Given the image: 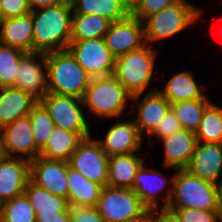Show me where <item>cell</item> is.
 <instances>
[{
	"label": "cell",
	"mask_w": 222,
	"mask_h": 222,
	"mask_svg": "<svg viewBox=\"0 0 222 222\" xmlns=\"http://www.w3.org/2000/svg\"><path fill=\"white\" fill-rule=\"evenodd\" d=\"M198 82L189 71L174 73L163 89H157L169 103L183 100H198L206 96L205 87H199Z\"/></svg>",
	"instance_id": "obj_26"
},
{
	"label": "cell",
	"mask_w": 222,
	"mask_h": 222,
	"mask_svg": "<svg viewBox=\"0 0 222 222\" xmlns=\"http://www.w3.org/2000/svg\"><path fill=\"white\" fill-rule=\"evenodd\" d=\"M182 129L180 121L177 119L174 111L170 107L166 112L165 116L162 118L161 122L158 124L154 132L147 138L153 139L157 137V140L165 139L175 132Z\"/></svg>",
	"instance_id": "obj_36"
},
{
	"label": "cell",
	"mask_w": 222,
	"mask_h": 222,
	"mask_svg": "<svg viewBox=\"0 0 222 222\" xmlns=\"http://www.w3.org/2000/svg\"><path fill=\"white\" fill-rule=\"evenodd\" d=\"M111 21L99 15L73 12L70 41L104 38Z\"/></svg>",
	"instance_id": "obj_28"
},
{
	"label": "cell",
	"mask_w": 222,
	"mask_h": 222,
	"mask_svg": "<svg viewBox=\"0 0 222 222\" xmlns=\"http://www.w3.org/2000/svg\"><path fill=\"white\" fill-rule=\"evenodd\" d=\"M23 50L0 43V88L15 85L17 69Z\"/></svg>",
	"instance_id": "obj_34"
},
{
	"label": "cell",
	"mask_w": 222,
	"mask_h": 222,
	"mask_svg": "<svg viewBox=\"0 0 222 222\" xmlns=\"http://www.w3.org/2000/svg\"><path fill=\"white\" fill-rule=\"evenodd\" d=\"M180 217L181 222H222L217 211L196 208H169Z\"/></svg>",
	"instance_id": "obj_35"
},
{
	"label": "cell",
	"mask_w": 222,
	"mask_h": 222,
	"mask_svg": "<svg viewBox=\"0 0 222 222\" xmlns=\"http://www.w3.org/2000/svg\"><path fill=\"white\" fill-rule=\"evenodd\" d=\"M30 175V161L5 156L0 161V205L25 193Z\"/></svg>",
	"instance_id": "obj_18"
},
{
	"label": "cell",
	"mask_w": 222,
	"mask_h": 222,
	"mask_svg": "<svg viewBox=\"0 0 222 222\" xmlns=\"http://www.w3.org/2000/svg\"><path fill=\"white\" fill-rule=\"evenodd\" d=\"M25 195L35 213H63L69 209L66 198L50 193L47 189L34 184L30 179L26 184Z\"/></svg>",
	"instance_id": "obj_29"
},
{
	"label": "cell",
	"mask_w": 222,
	"mask_h": 222,
	"mask_svg": "<svg viewBox=\"0 0 222 222\" xmlns=\"http://www.w3.org/2000/svg\"><path fill=\"white\" fill-rule=\"evenodd\" d=\"M138 152L109 157L107 185L133 189L138 169L147 161Z\"/></svg>",
	"instance_id": "obj_23"
},
{
	"label": "cell",
	"mask_w": 222,
	"mask_h": 222,
	"mask_svg": "<svg viewBox=\"0 0 222 222\" xmlns=\"http://www.w3.org/2000/svg\"><path fill=\"white\" fill-rule=\"evenodd\" d=\"M216 188V211L222 220V178L215 185Z\"/></svg>",
	"instance_id": "obj_43"
},
{
	"label": "cell",
	"mask_w": 222,
	"mask_h": 222,
	"mask_svg": "<svg viewBox=\"0 0 222 222\" xmlns=\"http://www.w3.org/2000/svg\"><path fill=\"white\" fill-rule=\"evenodd\" d=\"M131 101L134 102L133 107L135 106L132 111L136 110V117L133 119L135 125L143 138L145 135L149 137L170 108V103L154 87H150L144 95L140 93L132 96Z\"/></svg>",
	"instance_id": "obj_14"
},
{
	"label": "cell",
	"mask_w": 222,
	"mask_h": 222,
	"mask_svg": "<svg viewBox=\"0 0 222 222\" xmlns=\"http://www.w3.org/2000/svg\"><path fill=\"white\" fill-rule=\"evenodd\" d=\"M36 222H71L69 209L63 213H36Z\"/></svg>",
	"instance_id": "obj_41"
},
{
	"label": "cell",
	"mask_w": 222,
	"mask_h": 222,
	"mask_svg": "<svg viewBox=\"0 0 222 222\" xmlns=\"http://www.w3.org/2000/svg\"><path fill=\"white\" fill-rule=\"evenodd\" d=\"M124 7L131 13L139 4L140 0H120Z\"/></svg>",
	"instance_id": "obj_44"
},
{
	"label": "cell",
	"mask_w": 222,
	"mask_h": 222,
	"mask_svg": "<svg viewBox=\"0 0 222 222\" xmlns=\"http://www.w3.org/2000/svg\"><path fill=\"white\" fill-rule=\"evenodd\" d=\"M108 160L109 156L97 138L94 139L91 135L79 143L68 163L87 179L104 187L108 182Z\"/></svg>",
	"instance_id": "obj_10"
},
{
	"label": "cell",
	"mask_w": 222,
	"mask_h": 222,
	"mask_svg": "<svg viewBox=\"0 0 222 222\" xmlns=\"http://www.w3.org/2000/svg\"><path fill=\"white\" fill-rule=\"evenodd\" d=\"M145 44L115 59L113 75L132 95L146 93L152 80L157 50Z\"/></svg>",
	"instance_id": "obj_5"
},
{
	"label": "cell",
	"mask_w": 222,
	"mask_h": 222,
	"mask_svg": "<svg viewBox=\"0 0 222 222\" xmlns=\"http://www.w3.org/2000/svg\"><path fill=\"white\" fill-rule=\"evenodd\" d=\"M104 40L115 58L138 50L145 45L144 24L130 14L123 20L111 22Z\"/></svg>",
	"instance_id": "obj_13"
},
{
	"label": "cell",
	"mask_w": 222,
	"mask_h": 222,
	"mask_svg": "<svg viewBox=\"0 0 222 222\" xmlns=\"http://www.w3.org/2000/svg\"><path fill=\"white\" fill-rule=\"evenodd\" d=\"M71 222H105L97 207H71L69 206Z\"/></svg>",
	"instance_id": "obj_38"
},
{
	"label": "cell",
	"mask_w": 222,
	"mask_h": 222,
	"mask_svg": "<svg viewBox=\"0 0 222 222\" xmlns=\"http://www.w3.org/2000/svg\"><path fill=\"white\" fill-rule=\"evenodd\" d=\"M37 102L30 94L14 86L0 88V129L29 115Z\"/></svg>",
	"instance_id": "obj_22"
},
{
	"label": "cell",
	"mask_w": 222,
	"mask_h": 222,
	"mask_svg": "<svg viewBox=\"0 0 222 222\" xmlns=\"http://www.w3.org/2000/svg\"><path fill=\"white\" fill-rule=\"evenodd\" d=\"M4 18L23 16L31 12L27 0H0Z\"/></svg>",
	"instance_id": "obj_39"
},
{
	"label": "cell",
	"mask_w": 222,
	"mask_h": 222,
	"mask_svg": "<svg viewBox=\"0 0 222 222\" xmlns=\"http://www.w3.org/2000/svg\"><path fill=\"white\" fill-rule=\"evenodd\" d=\"M168 208H196L216 211L215 185L192 175L188 170H175Z\"/></svg>",
	"instance_id": "obj_6"
},
{
	"label": "cell",
	"mask_w": 222,
	"mask_h": 222,
	"mask_svg": "<svg viewBox=\"0 0 222 222\" xmlns=\"http://www.w3.org/2000/svg\"><path fill=\"white\" fill-rule=\"evenodd\" d=\"M14 87L40 101L48 93L46 54L26 52L20 60Z\"/></svg>",
	"instance_id": "obj_12"
},
{
	"label": "cell",
	"mask_w": 222,
	"mask_h": 222,
	"mask_svg": "<svg viewBox=\"0 0 222 222\" xmlns=\"http://www.w3.org/2000/svg\"><path fill=\"white\" fill-rule=\"evenodd\" d=\"M29 118L32 125V134L35 146L41 151L47 144L53 128L55 127L48 110L38 101L31 109Z\"/></svg>",
	"instance_id": "obj_33"
},
{
	"label": "cell",
	"mask_w": 222,
	"mask_h": 222,
	"mask_svg": "<svg viewBox=\"0 0 222 222\" xmlns=\"http://www.w3.org/2000/svg\"><path fill=\"white\" fill-rule=\"evenodd\" d=\"M178 1L179 0H140L139 4L131 12V15L143 22L147 17Z\"/></svg>",
	"instance_id": "obj_37"
},
{
	"label": "cell",
	"mask_w": 222,
	"mask_h": 222,
	"mask_svg": "<svg viewBox=\"0 0 222 222\" xmlns=\"http://www.w3.org/2000/svg\"><path fill=\"white\" fill-rule=\"evenodd\" d=\"M27 1L30 10L34 11L43 7L62 4L68 2L69 0H27Z\"/></svg>",
	"instance_id": "obj_42"
},
{
	"label": "cell",
	"mask_w": 222,
	"mask_h": 222,
	"mask_svg": "<svg viewBox=\"0 0 222 222\" xmlns=\"http://www.w3.org/2000/svg\"><path fill=\"white\" fill-rule=\"evenodd\" d=\"M170 177L168 180L160 171L150 169L144 163L138 169L133 183V190L149 211L168 207L172 195L174 175ZM164 189H167V191L164 198L162 197L163 201L160 205L158 201L162 196L160 195L161 191L165 192Z\"/></svg>",
	"instance_id": "obj_11"
},
{
	"label": "cell",
	"mask_w": 222,
	"mask_h": 222,
	"mask_svg": "<svg viewBox=\"0 0 222 222\" xmlns=\"http://www.w3.org/2000/svg\"><path fill=\"white\" fill-rule=\"evenodd\" d=\"M91 135L92 133L69 132L55 126L39 156L49 160L68 162L79 143Z\"/></svg>",
	"instance_id": "obj_25"
},
{
	"label": "cell",
	"mask_w": 222,
	"mask_h": 222,
	"mask_svg": "<svg viewBox=\"0 0 222 222\" xmlns=\"http://www.w3.org/2000/svg\"><path fill=\"white\" fill-rule=\"evenodd\" d=\"M125 222H149V220H130Z\"/></svg>",
	"instance_id": "obj_47"
},
{
	"label": "cell",
	"mask_w": 222,
	"mask_h": 222,
	"mask_svg": "<svg viewBox=\"0 0 222 222\" xmlns=\"http://www.w3.org/2000/svg\"><path fill=\"white\" fill-rule=\"evenodd\" d=\"M48 92L82 99L91 77L68 50L46 53Z\"/></svg>",
	"instance_id": "obj_3"
},
{
	"label": "cell",
	"mask_w": 222,
	"mask_h": 222,
	"mask_svg": "<svg viewBox=\"0 0 222 222\" xmlns=\"http://www.w3.org/2000/svg\"><path fill=\"white\" fill-rule=\"evenodd\" d=\"M161 141L164 145L163 165L174 171L187 169L197 144L195 133L181 129Z\"/></svg>",
	"instance_id": "obj_20"
},
{
	"label": "cell",
	"mask_w": 222,
	"mask_h": 222,
	"mask_svg": "<svg viewBox=\"0 0 222 222\" xmlns=\"http://www.w3.org/2000/svg\"><path fill=\"white\" fill-rule=\"evenodd\" d=\"M0 130L7 156L32 161L40 155V150L35 146L29 115L18 118Z\"/></svg>",
	"instance_id": "obj_16"
},
{
	"label": "cell",
	"mask_w": 222,
	"mask_h": 222,
	"mask_svg": "<svg viewBox=\"0 0 222 222\" xmlns=\"http://www.w3.org/2000/svg\"><path fill=\"white\" fill-rule=\"evenodd\" d=\"M0 222H36V213L25 193L0 205Z\"/></svg>",
	"instance_id": "obj_32"
},
{
	"label": "cell",
	"mask_w": 222,
	"mask_h": 222,
	"mask_svg": "<svg viewBox=\"0 0 222 222\" xmlns=\"http://www.w3.org/2000/svg\"><path fill=\"white\" fill-rule=\"evenodd\" d=\"M40 102L48 110L56 127L75 133H91L83 114L82 99L48 92Z\"/></svg>",
	"instance_id": "obj_9"
},
{
	"label": "cell",
	"mask_w": 222,
	"mask_h": 222,
	"mask_svg": "<svg viewBox=\"0 0 222 222\" xmlns=\"http://www.w3.org/2000/svg\"><path fill=\"white\" fill-rule=\"evenodd\" d=\"M131 100L132 95L114 75L91 78L82 98L84 108L102 119L120 118Z\"/></svg>",
	"instance_id": "obj_2"
},
{
	"label": "cell",
	"mask_w": 222,
	"mask_h": 222,
	"mask_svg": "<svg viewBox=\"0 0 222 222\" xmlns=\"http://www.w3.org/2000/svg\"><path fill=\"white\" fill-rule=\"evenodd\" d=\"M0 43L33 52L32 11L26 15L6 18L0 25Z\"/></svg>",
	"instance_id": "obj_21"
},
{
	"label": "cell",
	"mask_w": 222,
	"mask_h": 222,
	"mask_svg": "<svg viewBox=\"0 0 222 222\" xmlns=\"http://www.w3.org/2000/svg\"><path fill=\"white\" fill-rule=\"evenodd\" d=\"M202 12V8L187 0H179L163 8L143 21L145 44L152 46L156 41L174 37L190 25H195Z\"/></svg>",
	"instance_id": "obj_4"
},
{
	"label": "cell",
	"mask_w": 222,
	"mask_h": 222,
	"mask_svg": "<svg viewBox=\"0 0 222 222\" xmlns=\"http://www.w3.org/2000/svg\"><path fill=\"white\" fill-rule=\"evenodd\" d=\"M68 165L67 161L49 160L38 156L30 161L29 179L34 184L47 189L50 193L67 199Z\"/></svg>",
	"instance_id": "obj_15"
},
{
	"label": "cell",
	"mask_w": 222,
	"mask_h": 222,
	"mask_svg": "<svg viewBox=\"0 0 222 222\" xmlns=\"http://www.w3.org/2000/svg\"><path fill=\"white\" fill-rule=\"evenodd\" d=\"M109 157L139 152L144 138L134 120L117 119L106 131L104 139H97Z\"/></svg>",
	"instance_id": "obj_17"
},
{
	"label": "cell",
	"mask_w": 222,
	"mask_h": 222,
	"mask_svg": "<svg viewBox=\"0 0 222 222\" xmlns=\"http://www.w3.org/2000/svg\"><path fill=\"white\" fill-rule=\"evenodd\" d=\"M67 50L91 78L113 75L116 58L104 38L70 41Z\"/></svg>",
	"instance_id": "obj_8"
},
{
	"label": "cell",
	"mask_w": 222,
	"mask_h": 222,
	"mask_svg": "<svg viewBox=\"0 0 222 222\" xmlns=\"http://www.w3.org/2000/svg\"><path fill=\"white\" fill-rule=\"evenodd\" d=\"M72 5L68 2L32 11L33 52L67 50L71 38Z\"/></svg>",
	"instance_id": "obj_1"
},
{
	"label": "cell",
	"mask_w": 222,
	"mask_h": 222,
	"mask_svg": "<svg viewBox=\"0 0 222 222\" xmlns=\"http://www.w3.org/2000/svg\"><path fill=\"white\" fill-rule=\"evenodd\" d=\"M70 2L75 13L99 15L111 22L123 20L131 14L120 0H70Z\"/></svg>",
	"instance_id": "obj_27"
},
{
	"label": "cell",
	"mask_w": 222,
	"mask_h": 222,
	"mask_svg": "<svg viewBox=\"0 0 222 222\" xmlns=\"http://www.w3.org/2000/svg\"><path fill=\"white\" fill-rule=\"evenodd\" d=\"M207 98L198 100H183L170 103L177 119L180 121L182 129L196 132L201 122L204 110L212 103Z\"/></svg>",
	"instance_id": "obj_30"
},
{
	"label": "cell",
	"mask_w": 222,
	"mask_h": 222,
	"mask_svg": "<svg viewBox=\"0 0 222 222\" xmlns=\"http://www.w3.org/2000/svg\"><path fill=\"white\" fill-rule=\"evenodd\" d=\"M186 170L192 175L216 185L222 178V143L197 142Z\"/></svg>",
	"instance_id": "obj_19"
},
{
	"label": "cell",
	"mask_w": 222,
	"mask_h": 222,
	"mask_svg": "<svg viewBox=\"0 0 222 222\" xmlns=\"http://www.w3.org/2000/svg\"><path fill=\"white\" fill-rule=\"evenodd\" d=\"M197 142L222 143V107L212 102L205 110L195 132Z\"/></svg>",
	"instance_id": "obj_31"
},
{
	"label": "cell",
	"mask_w": 222,
	"mask_h": 222,
	"mask_svg": "<svg viewBox=\"0 0 222 222\" xmlns=\"http://www.w3.org/2000/svg\"><path fill=\"white\" fill-rule=\"evenodd\" d=\"M4 19L5 18H4V15H3V12H2V8H1V4H0V25L3 22Z\"/></svg>",
	"instance_id": "obj_46"
},
{
	"label": "cell",
	"mask_w": 222,
	"mask_h": 222,
	"mask_svg": "<svg viewBox=\"0 0 222 222\" xmlns=\"http://www.w3.org/2000/svg\"><path fill=\"white\" fill-rule=\"evenodd\" d=\"M68 204L71 207H95L98 204L102 186L97 184L78 171L67 167Z\"/></svg>",
	"instance_id": "obj_24"
},
{
	"label": "cell",
	"mask_w": 222,
	"mask_h": 222,
	"mask_svg": "<svg viewBox=\"0 0 222 222\" xmlns=\"http://www.w3.org/2000/svg\"><path fill=\"white\" fill-rule=\"evenodd\" d=\"M6 152H5V148H4V142H3V135L2 132L0 130V161L5 157Z\"/></svg>",
	"instance_id": "obj_45"
},
{
	"label": "cell",
	"mask_w": 222,
	"mask_h": 222,
	"mask_svg": "<svg viewBox=\"0 0 222 222\" xmlns=\"http://www.w3.org/2000/svg\"><path fill=\"white\" fill-rule=\"evenodd\" d=\"M149 222H181V220L174 210L167 207L149 211Z\"/></svg>",
	"instance_id": "obj_40"
},
{
	"label": "cell",
	"mask_w": 222,
	"mask_h": 222,
	"mask_svg": "<svg viewBox=\"0 0 222 222\" xmlns=\"http://www.w3.org/2000/svg\"><path fill=\"white\" fill-rule=\"evenodd\" d=\"M96 207L105 222L149 220V210L129 188L102 187Z\"/></svg>",
	"instance_id": "obj_7"
}]
</instances>
